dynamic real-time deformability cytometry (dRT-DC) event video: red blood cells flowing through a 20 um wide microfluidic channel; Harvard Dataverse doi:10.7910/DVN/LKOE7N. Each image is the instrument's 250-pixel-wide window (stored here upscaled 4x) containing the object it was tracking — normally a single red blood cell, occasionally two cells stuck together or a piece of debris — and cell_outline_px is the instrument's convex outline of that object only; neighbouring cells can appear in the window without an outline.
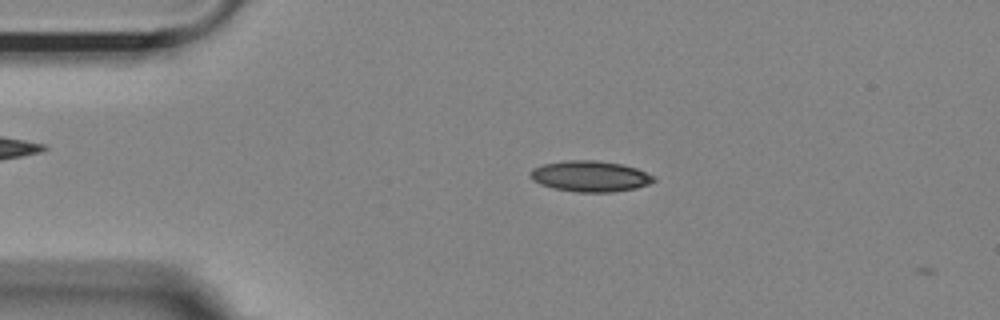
{"species": "Egyptian fruit bat (a non-hibernating species)", "species_latin": "Rousettus aegyptiacus", "temperature_condition": "room temperature", "stored_images_in_passage": 4, "camera_frame_rate_fps": 3000, "um_per_image_px": 0.085, "animal": {"sex": "female"}, "frame": {"image": 1, "passage_image": 2, "time_ms": 0.333, "image_size_px": [1000, 320], "cell_outline_px": [[656, 180], [648, 184], [636, 188], [612, 192], [576, 192], [552, 188], [540, 184], [532, 180], [528, 176], [528, 172], [532, 168], [544, 164], [564, 160], [596, 160], [620, 164], [636, 168], [656, 176]], "centroid_in_image_um": [50.13, 14.98], "position_along_channel_um": 34.9, "area_um2": 22.43}}